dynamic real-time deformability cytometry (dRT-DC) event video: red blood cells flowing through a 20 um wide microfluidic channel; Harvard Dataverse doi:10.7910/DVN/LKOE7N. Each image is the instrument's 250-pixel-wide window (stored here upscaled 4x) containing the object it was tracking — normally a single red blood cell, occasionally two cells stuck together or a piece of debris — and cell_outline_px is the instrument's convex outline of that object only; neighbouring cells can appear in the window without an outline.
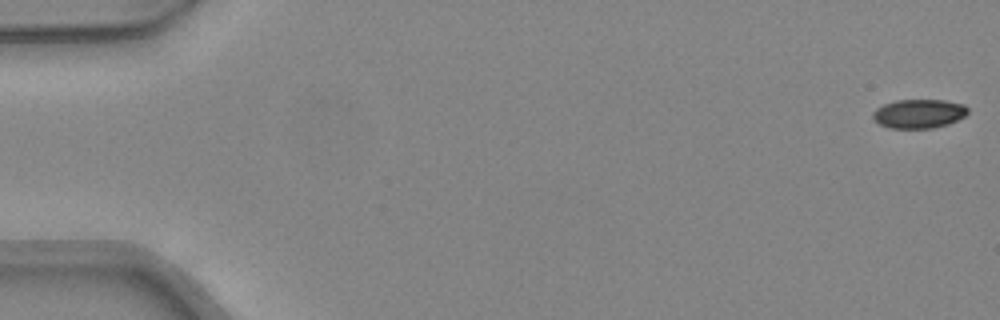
{"species": "common noctule bat (a hibernating species)", "species_latin": "Nyctalus noctula", "temperature_condition": "warm", "stored_images_in_passage": 48, "camera_frame_rate_fps": 3000, "um_per_image_px": 0.085, "animal": {"sex": "female", "body_mass_g": 24.6, "forearm_length_mm": 56.2}, "frame": {"image": 1, "passage_image": 1, "time_ms": 0.0, "image_size_px": [1000, 320], "cell_outline_px": [[968, 112], [964, 116], [948, 124], [932, 128], [888, 128], [872, 120], [872, 112], [876, 108], [884, 104], [896, 100], [944, 100], [964, 104], [968, 108]], "centroid_in_image_um": [78.07, 9.66], "position_along_channel_um": 6.9, "area_um2": 16.13}}
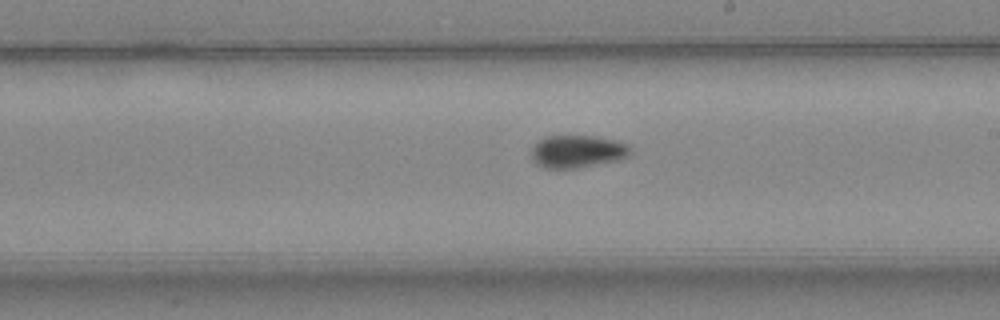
{"frame": {"image": 2, "passage_image": 28, "time_ms": 9.0, "image_size_px": [1000, 320], "cell_outline_px": [[632, 152], [628, 156], [620, 160], [572, 168], [544, 168], [536, 164], [532, 160], [532, 148], [536, 140], [548, 136], [596, 136], [616, 140], [628, 144], [632, 148]], "centroid_in_image_um": [49.09, 12.86], "position_along_channel_um": 239.9, "area_um2": 18.96}}
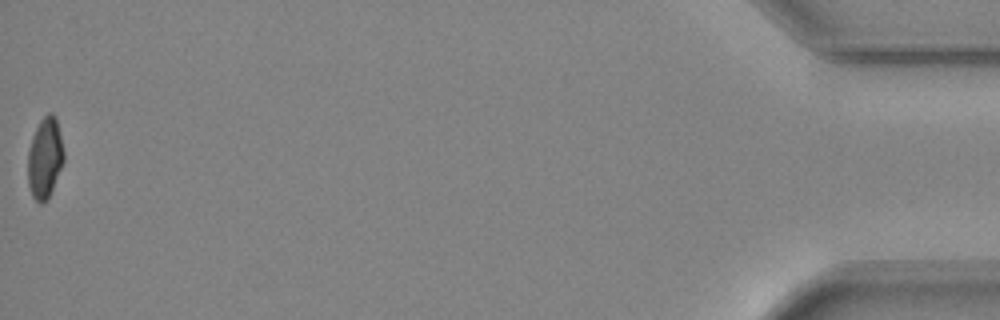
{"frame": {"image": 3, "passage_image": 48, "time_ms": 15.667, "image_size_px": [1000, 320], "cell_outline_px": [[64, 160], [48, 200], [40, 204], [32, 196], [28, 184], [28, 152], [32, 136], [40, 120], [48, 112], [52, 112], [56, 116], [64, 152]], "centroid_in_image_um": [3.82, 13.42], "position_along_channel_um": 431.4, "area_um2": 16.99}, "authors_computed_cell_mechanics": {"area_um2": 17.7735, "velocity_mm_per_s": 4.3661, "shape_relaxation_time_tau1_ms": 7.3829, "shape_relaxation_time_tau2_ms": 5.3115, "deformation_change_tau1": 0.1505, "deformation_change_tau2": 0.0576}}